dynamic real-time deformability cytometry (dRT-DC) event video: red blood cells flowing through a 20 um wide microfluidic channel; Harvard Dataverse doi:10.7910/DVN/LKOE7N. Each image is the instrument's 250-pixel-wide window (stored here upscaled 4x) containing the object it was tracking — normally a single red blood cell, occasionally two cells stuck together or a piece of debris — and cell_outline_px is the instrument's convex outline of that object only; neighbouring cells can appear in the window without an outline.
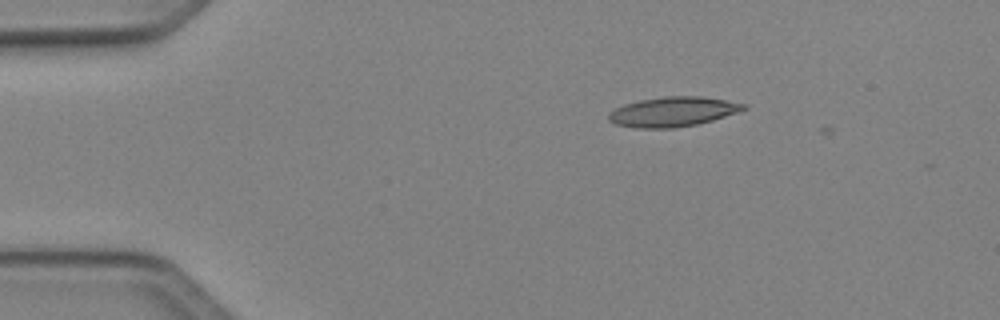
{"species": "Egyptian fruit bat (a non-hibernating species)", "species_latin": "Rousettus aegyptiacus", "temperature_condition": "cold", "stored_images_in_passage": 6, "camera_frame_rate_fps": 3000, "um_per_image_px": 0.085, "animal": {"sex": "female"}, "frame": {"image": 1, "passage_image": 3, "time_ms": 0.667, "image_size_px": [1000, 320], "cell_outline_px": [[748, 108], [740, 112], [712, 120], [696, 124], [672, 128], [636, 128], [616, 124], [608, 120], [608, 112], [624, 104], [640, 100], [664, 96], [700, 96], [748, 104]], "centroid_in_image_um": [57.21, 9.49], "position_along_channel_um": 27.8, "area_um2": 23.41}}